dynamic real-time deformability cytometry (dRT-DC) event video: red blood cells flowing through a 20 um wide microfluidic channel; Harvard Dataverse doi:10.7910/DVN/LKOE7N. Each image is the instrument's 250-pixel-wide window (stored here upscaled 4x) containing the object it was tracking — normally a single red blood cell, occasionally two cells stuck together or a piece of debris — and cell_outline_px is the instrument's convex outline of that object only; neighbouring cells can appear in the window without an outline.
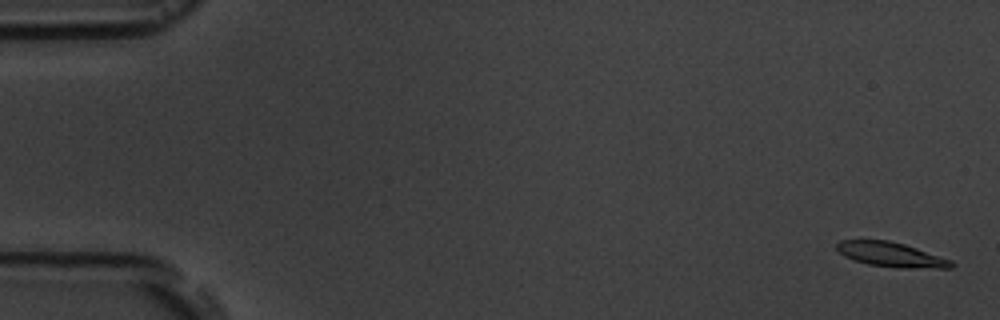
{"species": "common noctule bat (a hibernating species)", "species_latin": "Nyctalus noctula", "temperature_condition": "room temperature", "stored_images_in_passage": 4, "camera_frame_rate_fps": 3000, "um_per_image_px": 0.085, "animal": {"sex": "male", "body_mass_g": 19.5, "forearm_length_mm": 54.6}, "frame": {"image": 1, "passage_image": 1, "time_ms": 0.0, "image_size_px": [1000, 320], "cell_outline_px": [[956, 264], [952, 268], [904, 268], [868, 264], [852, 260], [844, 256], [836, 248], [836, 244], [840, 240], [888, 240], [904, 244], [952, 260]], "centroid_in_image_um": [75.75, 21.64], "position_along_channel_um": 9.2, "area_um2": 16.42}}